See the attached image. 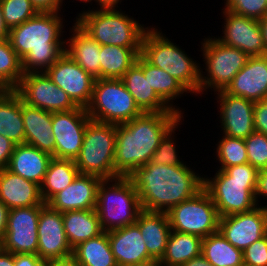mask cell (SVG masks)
I'll return each mask as SVG.
<instances>
[{
	"instance_id": "cell-47",
	"label": "cell",
	"mask_w": 267,
	"mask_h": 266,
	"mask_svg": "<svg viewBox=\"0 0 267 266\" xmlns=\"http://www.w3.org/2000/svg\"><path fill=\"white\" fill-rule=\"evenodd\" d=\"M38 12H59L61 6L59 0H30Z\"/></svg>"
},
{
	"instance_id": "cell-36",
	"label": "cell",
	"mask_w": 267,
	"mask_h": 266,
	"mask_svg": "<svg viewBox=\"0 0 267 266\" xmlns=\"http://www.w3.org/2000/svg\"><path fill=\"white\" fill-rule=\"evenodd\" d=\"M142 70L144 75H148V82L151 88L156 92V94L173 110L179 114H183L176 105L173 106L172 102L182 96L184 92L189 93V91L174 77L169 73L162 70L161 68L155 67L148 63L142 57ZM171 102V103H170ZM177 107V108H175Z\"/></svg>"
},
{
	"instance_id": "cell-21",
	"label": "cell",
	"mask_w": 267,
	"mask_h": 266,
	"mask_svg": "<svg viewBox=\"0 0 267 266\" xmlns=\"http://www.w3.org/2000/svg\"><path fill=\"white\" fill-rule=\"evenodd\" d=\"M101 180L95 175L78 174L70 185L56 193L47 204L61 213L95 209L97 188Z\"/></svg>"
},
{
	"instance_id": "cell-26",
	"label": "cell",
	"mask_w": 267,
	"mask_h": 266,
	"mask_svg": "<svg viewBox=\"0 0 267 266\" xmlns=\"http://www.w3.org/2000/svg\"><path fill=\"white\" fill-rule=\"evenodd\" d=\"M52 158L51 154L29 144H17L7 169L41 186Z\"/></svg>"
},
{
	"instance_id": "cell-38",
	"label": "cell",
	"mask_w": 267,
	"mask_h": 266,
	"mask_svg": "<svg viewBox=\"0 0 267 266\" xmlns=\"http://www.w3.org/2000/svg\"><path fill=\"white\" fill-rule=\"evenodd\" d=\"M216 153L221 164L219 170L227 167L248 163L244 139L223 135L218 142Z\"/></svg>"
},
{
	"instance_id": "cell-40",
	"label": "cell",
	"mask_w": 267,
	"mask_h": 266,
	"mask_svg": "<svg viewBox=\"0 0 267 266\" xmlns=\"http://www.w3.org/2000/svg\"><path fill=\"white\" fill-rule=\"evenodd\" d=\"M182 120L180 119L174 126H172L165 135L161 138L159 146L155 150L151 162L155 164H166L168 166L184 165L180 158L178 157L176 146L174 145V137L176 128ZM173 137V138H172Z\"/></svg>"
},
{
	"instance_id": "cell-19",
	"label": "cell",
	"mask_w": 267,
	"mask_h": 266,
	"mask_svg": "<svg viewBox=\"0 0 267 266\" xmlns=\"http://www.w3.org/2000/svg\"><path fill=\"white\" fill-rule=\"evenodd\" d=\"M220 123L223 134L235 138H247L254 129V102L240 96L218 91Z\"/></svg>"
},
{
	"instance_id": "cell-15",
	"label": "cell",
	"mask_w": 267,
	"mask_h": 266,
	"mask_svg": "<svg viewBox=\"0 0 267 266\" xmlns=\"http://www.w3.org/2000/svg\"><path fill=\"white\" fill-rule=\"evenodd\" d=\"M45 73L77 106L86 108L89 105L96 79L66 52Z\"/></svg>"
},
{
	"instance_id": "cell-55",
	"label": "cell",
	"mask_w": 267,
	"mask_h": 266,
	"mask_svg": "<svg viewBox=\"0 0 267 266\" xmlns=\"http://www.w3.org/2000/svg\"><path fill=\"white\" fill-rule=\"evenodd\" d=\"M267 55V15L259 20Z\"/></svg>"
},
{
	"instance_id": "cell-39",
	"label": "cell",
	"mask_w": 267,
	"mask_h": 266,
	"mask_svg": "<svg viewBox=\"0 0 267 266\" xmlns=\"http://www.w3.org/2000/svg\"><path fill=\"white\" fill-rule=\"evenodd\" d=\"M3 18L9 29L34 17L38 11L30 0H1Z\"/></svg>"
},
{
	"instance_id": "cell-4",
	"label": "cell",
	"mask_w": 267,
	"mask_h": 266,
	"mask_svg": "<svg viewBox=\"0 0 267 266\" xmlns=\"http://www.w3.org/2000/svg\"><path fill=\"white\" fill-rule=\"evenodd\" d=\"M258 172L250 163H244L218 169L214 178L204 177L203 188L211 196L220 217L248 212L258 206L255 197Z\"/></svg>"
},
{
	"instance_id": "cell-43",
	"label": "cell",
	"mask_w": 267,
	"mask_h": 266,
	"mask_svg": "<svg viewBox=\"0 0 267 266\" xmlns=\"http://www.w3.org/2000/svg\"><path fill=\"white\" fill-rule=\"evenodd\" d=\"M243 262L247 266H267V235L243 250Z\"/></svg>"
},
{
	"instance_id": "cell-41",
	"label": "cell",
	"mask_w": 267,
	"mask_h": 266,
	"mask_svg": "<svg viewBox=\"0 0 267 266\" xmlns=\"http://www.w3.org/2000/svg\"><path fill=\"white\" fill-rule=\"evenodd\" d=\"M248 163L258 171L267 169V136L254 131L244 139Z\"/></svg>"
},
{
	"instance_id": "cell-50",
	"label": "cell",
	"mask_w": 267,
	"mask_h": 266,
	"mask_svg": "<svg viewBox=\"0 0 267 266\" xmlns=\"http://www.w3.org/2000/svg\"><path fill=\"white\" fill-rule=\"evenodd\" d=\"M0 266H15V254L0 250Z\"/></svg>"
},
{
	"instance_id": "cell-56",
	"label": "cell",
	"mask_w": 267,
	"mask_h": 266,
	"mask_svg": "<svg viewBox=\"0 0 267 266\" xmlns=\"http://www.w3.org/2000/svg\"><path fill=\"white\" fill-rule=\"evenodd\" d=\"M137 266H162V265L160 264L159 261L154 260V261H151V262H148L142 265H137Z\"/></svg>"
},
{
	"instance_id": "cell-24",
	"label": "cell",
	"mask_w": 267,
	"mask_h": 266,
	"mask_svg": "<svg viewBox=\"0 0 267 266\" xmlns=\"http://www.w3.org/2000/svg\"><path fill=\"white\" fill-rule=\"evenodd\" d=\"M25 143L51 154L55 158L52 112L30 106L22 100Z\"/></svg>"
},
{
	"instance_id": "cell-11",
	"label": "cell",
	"mask_w": 267,
	"mask_h": 266,
	"mask_svg": "<svg viewBox=\"0 0 267 266\" xmlns=\"http://www.w3.org/2000/svg\"><path fill=\"white\" fill-rule=\"evenodd\" d=\"M166 213L173 231L205 238L219 229L218 210L204 188Z\"/></svg>"
},
{
	"instance_id": "cell-7",
	"label": "cell",
	"mask_w": 267,
	"mask_h": 266,
	"mask_svg": "<svg viewBox=\"0 0 267 266\" xmlns=\"http://www.w3.org/2000/svg\"><path fill=\"white\" fill-rule=\"evenodd\" d=\"M76 23L100 45L141 47L148 27L120 9H96L79 13Z\"/></svg>"
},
{
	"instance_id": "cell-9",
	"label": "cell",
	"mask_w": 267,
	"mask_h": 266,
	"mask_svg": "<svg viewBox=\"0 0 267 266\" xmlns=\"http://www.w3.org/2000/svg\"><path fill=\"white\" fill-rule=\"evenodd\" d=\"M86 111L95 121L123 124L144 113L121 79L97 78Z\"/></svg>"
},
{
	"instance_id": "cell-16",
	"label": "cell",
	"mask_w": 267,
	"mask_h": 266,
	"mask_svg": "<svg viewBox=\"0 0 267 266\" xmlns=\"http://www.w3.org/2000/svg\"><path fill=\"white\" fill-rule=\"evenodd\" d=\"M218 230L229 243L243 251L267 235L266 207L260 205L248 212L222 216Z\"/></svg>"
},
{
	"instance_id": "cell-45",
	"label": "cell",
	"mask_w": 267,
	"mask_h": 266,
	"mask_svg": "<svg viewBox=\"0 0 267 266\" xmlns=\"http://www.w3.org/2000/svg\"><path fill=\"white\" fill-rule=\"evenodd\" d=\"M15 145L7 137L0 135V171L7 168Z\"/></svg>"
},
{
	"instance_id": "cell-27",
	"label": "cell",
	"mask_w": 267,
	"mask_h": 266,
	"mask_svg": "<svg viewBox=\"0 0 267 266\" xmlns=\"http://www.w3.org/2000/svg\"><path fill=\"white\" fill-rule=\"evenodd\" d=\"M135 224L140 229L148 254L154 260L160 261L166 251L171 232L167 213L142 210Z\"/></svg>"
},
{
	"instance_id": "cell-18",
	"label": "cell",
	"mask_w": 267,
	"mask_h": 266,
	"mask_svg": "<svg viewBox=\"0 0 267 266\" xmlns=\"http://www.w3.org/2000/svg\"><path fill=\"white\" fill-rule=\"evenodd\" d=\"M224 14V36L216 39L221 43L236 47L249 57L264 56L266 49L259 20L222 9Z\"/></svg>"
},
{
	"instance_id": "cell-10",
	"label": "cell",
	"mask_w": 267,
	"mask_h": 266,
	"mask_svg": "<svg viewBox=\"0 0 267 266\" xmlns=\"http://www.w3.org/2000/svg\"><path fill=\"white\" fill-rule=\"evenodd\" d=\"M201 43L206 69H200V94L208 88L218 92L225 90L234 76L246 65L249 56L236 47L227 46L215 37H207ZM204 90V91H203Z\"/></svg>"
},
{
	"instance_id": "cell-48",
	"label": "cell",
	"mask_w": 267,
	"mask_h": 266,
	"mask_svg": "<svg viewBox=\"0 0 267 266\" xmlns=\"http://www.w3.org/2000/svg\"><path fill=\"white\" fill-rule=\"evenodd\" d=\"M260 196H263V199H265L264 197H266L267 200V169H263L258 172V180L255 194L258 206V197L261 198Z\"/></svg>"
},
{
	"instance_id": "cell-8",
	"label": "cell",
	"mask_w": 267,
	"mask_h": 266,
	"mask_svg": "<svg viewBox=\"0 0 267 266\" xmlns=\"http://www.w3.org/2000/svg\"><path fill=\"white\" fill-rule=\"evenodd\" d=\"M116 124L90 119L83 144L74 160L79 174L95 175L101 179L118 177L115 172Z\"/></svg>"
},
{
	"instance_id": "cell-51",
	"label": "cell",
	"mask_w": 267,
	"mask_h": 266,
	"mask_svg": "<svg viewBox=\"0 0 267 266\" xmlns=\"http://www.w3.org/2000/svg\"><path fill=\"white\" fill-rule=\"evenodd\" d=\"M48 266H82L73 256L48 262Z\"/></svg>"
},
{
	"instance_id": "cell-12",
	"label": "cell",
	"mask_w": 267,
	"mask_h": 266,
	"mask_svg": "<svg viewBox=\"0 0 267 266\" xmlns=\"http://www.w3.org/2000/svg\"><path fill=\"white\" fill-rule=\"evenodd\" d=\"M15 91L24 103L48 112H65L78 107L45 72L24 74Z\"/></svg>"
},
{
	"instance_id": "cell-44",
	"label": "cell",
	"mask_w": 267,
	"mask_h": 266,
	"mask_svg": "<svg viewBox=\"0 0 267 266\" xmlns=\"http://www.w3.org/2000/svg\"><path fill=\"white\" fill-rule=\"evenodd\" d=\"M254 129L267 136V99L254 102Z\"/></svg>"
},
{
	"instance_id": "cell-6",
	"label": "cell",
	"mask_w": 267,
	"mask_h": 266,
	"mask_svg": "<svg viewBox=\"0 0 267 266\" xmlns=\"http://www.w3.org/2000/svg\"><path fill=\"white\" fill-rule=\"evenodd\" d=\"M95 210L105 232L135 224L142 208L129 176L102 179L97 188Z\"/></svg>"
},
{
	"instance_id": "cell-28",
	"label": "cell",
	"mask_w": 267,
	"mask_h": 266,
	"mask_svg": "<svg viewBox=\"0 0 267 266\" xmlns=\"http://www.w3.org/2000/svg\"><path fill=\"white\" fill-rule=\"evenodd\" d=\"M72 32V37L65 40V52L95 79L100 78V44L76 22Z\"/></svg>"
},
{
	"instance_id": "cell-57",
	"label": "cell",
	"mask_w": 267,
	"mask_h": 266,
	"mask_svg": "<svg viewBox=\"0 0 267 266\" xmlns=\"http://www.w3.org/2000/svg\"><path fill=\"white\" fill-rule=\"evenodd\" d=\"M81 2H91L92 0H80ZM95 1V0H94ZM60 6H62L63 0H59Z\"/></svg>"
},
{
	"instance_id": "cell-29",
	"label": "cell",
	"mask_w": 267,
	"mask_h": 266,
	"mask_svg": "<svg viewBox=\"0 0 267 266\" xmlns=\"http://www.w3.org/2000/svg\"><path fill=\"white\" fill-rule=\"evenodd\" d=\"M0 135L16 145L25 143L22 99L15 90L0 91Z\"/></svg>"
},
{
	"instance_id": "cell-42",
	"label": "cell",
	"mask_w": 267,
	"mask_h": 266,
	"mask_svg": "<svg viewBox=\"0 0 267 266\" xmlns=\"http://www.w3.org/2000/svg\"><path fill=\"white\" fill-rule=\"evenodd\" d=\"M226 10L245 17L262 19L267 15V0H225Z\"/></svg>"
},
{
	"instance_id": "cell-22",
	"label": "cell",
	"mask_w": 267,
	"mask_h": 266,
	"mask_svg": "<svg viewBox=\"0 0 267 266\" xmlns=\"http://www.w3.org/2000/svg\"><path fill=\"white\" fill-rule=\"evenodd\" d=\"M108 238L118 266H137L154 261L136 224L108 231Z\"/></svg>"
},
{
	"instance_id": "cell-35",
	"label": "cell",
	"mask_w": 267,
	"mask_h": 266,
	"mask_svg": "<svg viewBox=\"0 0 267 266\" xmlns=\"http://www.w3.org/2000/svg\"><path fill=\"white\" fill-rule=\"evenodd\" d=\"M82 266H118L109 244L108 232L79 243L72 255Z\"/></svg>"
},
{
	"instance_id": "cell-52",
	"label": "cell",
	"mask_w": 267,
	"mask_h": 266,
	"mask_svg": "<svg viewBox=\"0 0 267 266\" xmlns=\"http://www.w3.org/2000/svg\"><path fill=\"white\" fill-rule=\"evenodd\" d=\"M9 32H10V29L5 24L3 13H2V8L0 4V40H8Z\"/></svg>"
},
{
	"instance_id": "cell-23",
	"label": "cell",
	"mask_w": 267,
	"mask_h": 266,
	"mask_svg": "<svg viewBox=\"0 0 267 266\" xmlns=\"http://www.w3.org/2000/svg\"><path fill=\"white\" fill-rule=\"evenodd\" d=\"M121 80L133 96L137 106L144 113L176 112L173 111L151 88L148 75L142 70V56L125 72Z\"/></svg>"
},
{
	"instance_id": "cell-2",
	"label": "cell",
	"mask_w": 267,
	"mask_h": 266,
	"mask_svg": "<svg viewBox=\"0 0 267 266\" xmlns=\"http://www.w3.org/2000/svg\"><path fill=\"white\" fill-rule=\"evenodd\" d=\"M178 112L142 113L116 126L115 172L130 176L149 163L161 138L180 119Z\"/></svg>"
},
{
	"instance_id": "cell-30",
	"label": "cell",
	"mask_w": 267,
	"mask_h": 266,
	"mask_svg": "<svg viewBox=\"0 0 267 266\" xmlns=\"http://www.w3.org/2000/svg\"><path fill=\"white\" fill-rule=\"evenodd\" d=\"M62 217L66 236L72 248L104 232L95 209L65 211Z\"/></svg>"
},
{
	"instance_id": "cell-31",
	"label": "cell",
	"mask_w": 267,
	"mask_h": 266,
	"mask_svg": "<svg viewBox=\"0 0 267 266\" xmlns=\"http://www.w3.org/2000/svg\"><path fill=\"white\" fill-rule=\"evenodd\" d=\"M140 53L141 47L100 45V78L121 79Z\"/></svg>"
},
{
	"instance_id": "cell-20",
	"label": "cell",
	"mask_w": 267,
	"mask_h": 266,
	"mask_svg": "<svg viewBox=\"0 0 267 266\" xmlns=\"http://www.w3.org/2000/svg\"><path fill=\"white\" fill-rule=\"evenodd\" d=\"M224 91L252 102L267 99V55L249 57Z\"/></svg>"
},
{
	"instance_id": "cell-54",
	"label": "cell",
	"mask_w": 267,
	"mask_h": 266,
	"mask_svg": "<svg viewBox=\"0 0 267 266\" xmlns=\"http://www.w3.org/2000/svg\"><path fill=\"white\" fill-rule=\"evenodd\" d=\"M122 1V0H121ZM120 0H95L97 2V5H100V9H115V7H118Z\"/></svg>"
},
{
	"instance_id": "cell-17",
	"label": "cell",
	"mask_w": 267,
	"mask_h": 266,
	"mask_svg": "<svg viewBox=\"0 0 267 266\" xmlns=\"http://www.w3.org/2000/svg\"><path fill=\"white\" fill-rule=\"evenodd\" d=\"M37 255L48 262L72 257L63 226L62 213L52 209L47 203L41 208L38 220Z\"/></svg>"
},
{
	"instance_id": "cell-34",
	"label": "cell",
	"mask_w": 267,
	"mask_h": 266,
	"mask_svg": "<svg viewBox=\"0 0 267 266\" xmlns=\"http://www.w3.org/2000/svg\"><path fill=\"white\" fill-rule=\"evenodd\" d=\"M201 254L213 266H242L243 251L234 247L218 230L202 240Z\"/></svg>"
},
{
	"instance_id": "cell-37",
	"label": "cell",
	"mask_w": 267,
	"mask_h": 266,
	"mask_svg": "<svg viewBox=\"0 0 267 266\" xmlns=\"http://www.w3.org/2000/svg\"><path fill=\"white\" fill-rule=\"evenodd\" d=\"M23 75L21 59L9 40H0V89L15 90Z\"/></svg>"
},
{
	"instance_id": "cell-3",
	"label": "cell",
	"mask_w": 267,
	"mask_h": 266,
	"mask_svg": "<svg viewBox=\"0 0 267 266\" xmlns=\"http://www.w3.org/2000/svg\"><path fill=\"white\" fill-rule=\"evenodd\" d=\"M59 13L38 12L10 29L8 40L21 59L24 74L45 72L65 52Z\"/></svg>"
},
{
	"instance_id": "cell-1",
	"label": "cell",
	"mask_w": 267,
	"mask_h": 266,
	"mask_svg": "<svg viewBox=\"0 0 267 266\" xmlns=\"http://www.w3.org/2000/svg\"><path fill=\"white\" fill-rule=\"evenodd\" d=\"M186 165L168 166L150 161L129 176L142 210L168 212L203 189L204 177Z\"/></svg>"
},
{
	"instance_id": "cell-46",
	"label": "cell",
	"mask_w": 267,
	"mask_h": 266,
	"mask_svg": "<svg viewBox=\"0 0 267 266\" xmlns=\"http://www.w3.org/2000/svg\"><path fill=\"white\" fill-rule=\"evenodd\" d=\"M15 266H48V261L35 254H15Z\"/></svg>"
},
{
	"instance_id": "cell-5",
	"label": "cell",
	"mask_w": 267,
	"mask_h": 266,
	"mask_svg": "<svg viewBox=\"0 0 267 266\" xmlns=\"http://www.w3.org/2000/svg\"><path fill=\"white\" fill-rule=\"evenodd\" d=\"M140 55L151 65L177 79L190 94H200L201 66L160 30L148 28L142 40Z\"/></svg>"
},
{
	"instance_id": "cell-49",
	"label": "cell",
	"mask_w": 267,
	"mask_h": 266,
	"mask_svg": "<svg viewBox=\"0 0 267 266\" xmlns=\"http://www.w3.org/2000/svg\"><path fill=\"white\" fill-rule=\"evenodd\" d=\"M9 208L0 200V239L6 233Z\"/></svg>"
},
{
	"instance_id": "cell-25",
	"label": "cell",
	"mask_w": 267,
	"mask_h": 266,
	"mask_svg": "<svg viewBox=\"0 0 267 266\" xmlns=\"http://www.w3.org/2000/svg\"><path fill=\"white\" fill-rule=\"evenodd\" d=\"M0 200L9 210L43 203L38 184L12 173L7 168L0 171Z\"/></svg>"
},
{
	"instance_id": "cell-13",
	"label": "cell",
	"mask_w": 267,
	"mask_h": 266,
	"mask_svg": "<svg viewBox=\"0 0 267 266\" xmlns=\"http://www.w3.org/2000/svg\"><path fill=\"white\" fill-rule=\"evenodd\" d=\"M46 203L14 208L8 212L7 228L2 249L13 254H35L38 249V220Z\"/></svg>"
},
{
	"instance_id": "cell-33",
	"label": "cell",
	"mask_w": 267,
	"mask_h": 266,
	"mask_svg": "<svg viewBox=\"0 0 267 266\" xmlns=\"http://www.w3.org/2000/svg\"><path fill=\"white\" fill-rule=\"evenodd\" d=\"M78 174L79 171L74 160L53 157L40 186L43 202L47 203L56 193L70 185Z\"/></svg>"
},
{
	"instance_id": "cell-14",
	"label": "cell",
	"mask_w": 267,
	"mask_h": 266,
	"mask_svg": "<svg viewBox=\"0 0 267 266\" xmlns=\"http://www.w3.org/2000/svg\"><path fill=\"white\" fill-rule=\"evenodd\" d=\"M86 108L53 112L52 129L55 139V158L75 160L81 151L85 129L90 120Z\"/></svg>"
},
{
	"instance_id": "cell-32",
	"label": "cell",
	"mask_w": 267,
	"mask_h": 266,
	"mask_svg": "<svg viewBox=\"0 0 267 266\" xmlns=\"http://www.w3.org/2000/svg\"><path fill=\"white\" fill-rule=\"evenodd\" d=\"M202 240L195 235L171 230L164 256L159 261L162 266H183L189 260L200 256Z\"/></svg>"
},
{
	"instance_id": "cell-53",
	"label": "cell",
	"mask_w": 267,
	"mask_h": 266,
	"mask_svg": "<svg viewBox=\"0 0 267 266\" xmlns=\"http://www.w3.org/2000/svg\"><path fill=\"white\" fill-rule=\"evenodd\" d=\"M183 266H213L211 263H209L205 257L201 254L200 256H197L188 262H186Z\"/></svg>"
},
{
	"instance_id": "cell-58",
	"label": "cell",
	"mask_w": 267,
	"mask_h": 266,
	"mask_svg": "<svg viewBox=\"0 0 267 266\" xmlns=\"http://www.w3.org/2000/svg\"><path fill=\"white\" fill-rule=\"evenodd\" d=\"M0 250H2V240L0 239Z\"/></svg>"
}]
</instances>
